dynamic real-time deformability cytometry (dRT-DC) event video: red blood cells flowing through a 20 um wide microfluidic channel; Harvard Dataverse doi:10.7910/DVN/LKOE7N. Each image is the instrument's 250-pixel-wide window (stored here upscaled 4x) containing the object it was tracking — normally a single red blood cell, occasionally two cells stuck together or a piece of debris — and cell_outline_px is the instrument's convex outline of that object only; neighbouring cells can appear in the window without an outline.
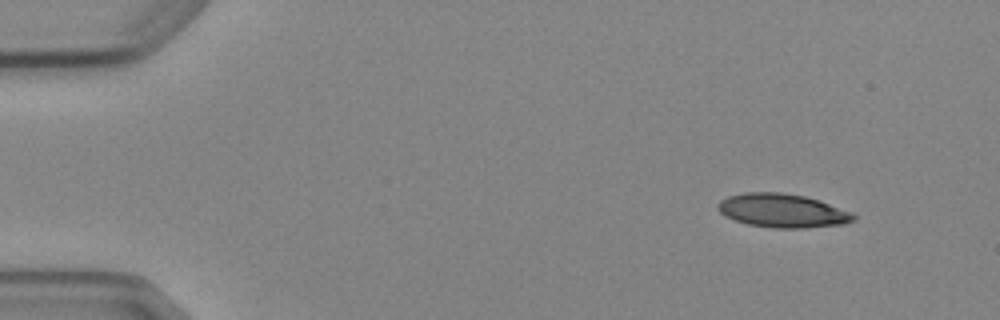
{"species": "Egyptian fruit bat (a non-hibernating species)", "species_latin": "Rousettus aegyptiacus", "temperature_condition": "cold", "stored_images_in_passage": 5, "camera_frame_rate_fps": 3000, "um_per_image_px": 0.085, "animal": {"sex": "female"}, "frame": {"image": 1, "passage_image": 1, "time_ms": 0.0, "image_size_px": [1000, 320], "cell_outline_px": [[856, 220], [844, 224], [804, 228], [772, 228], [748, 224], [724, 216], [716, 208], [716, 204], [720, 200], [728, 196], [744, 192], [784, 192], [804, 196], [820, 200], [852, 212], [856, 216]], "centroid_in_image_um": [66.51, 17.9], "position_along_channel_um": 18.5, "area_um2": 26.93}}
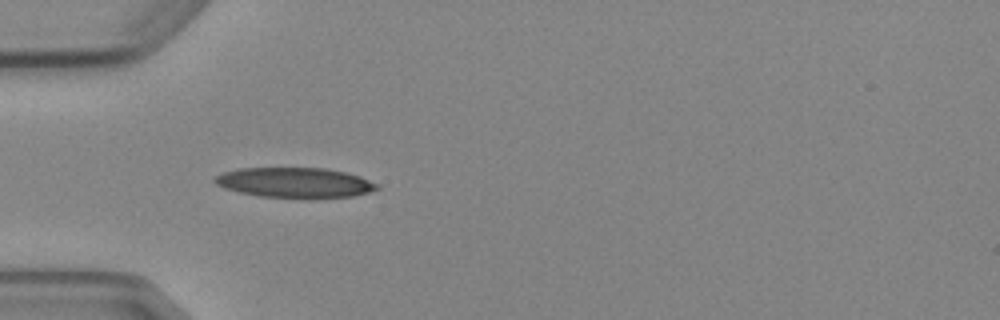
{"frame": {"image": 2, "passage_image": 4, "time_ms": 3.667, "image_size_px": [1000, 320], "cell_outline_px": [[380, 188], [368, 192], [352, 196], [260, 196], [240, 192], [224, 188], [216, 184], [212, 180], [216, 176], [224, 172], [240, 168], [324, 168], [344, 172], [360, 176], [380, 184]], "centroid_in_image_um": [25.05, 15.49], "position_along_channel_um": 59.9, "area_um2": 27.69}}
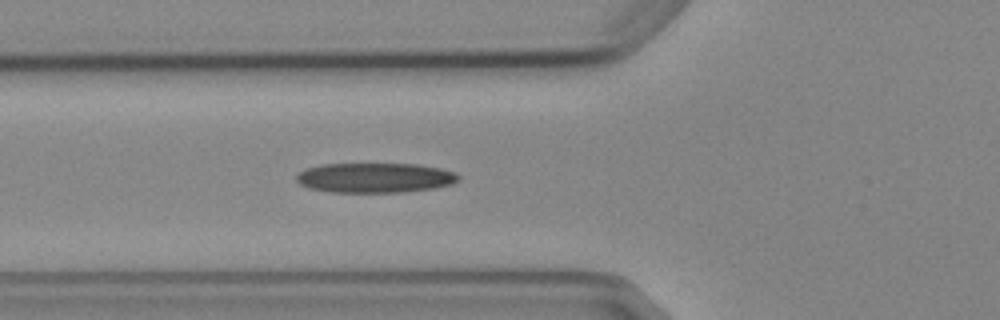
{"frame": {"image": 3, "passage_image": 5, "time_ms": 4.667, "image_size_px": [1000, 320], "cell_outline_px": [[460, 180], [452, 184], [432, 188], [400, 192], [328, 192], [308, 188], [300, 184], [296, 180], [296, 176], [300, 172], [308, 168], [320, 164], [416, 164], [440, 168], [456, 172], [460, 176]], "centroid_in_image_um": [31.87, 15.11], "position_along_channel_um": 93.9, "area_um2": 28.21}}